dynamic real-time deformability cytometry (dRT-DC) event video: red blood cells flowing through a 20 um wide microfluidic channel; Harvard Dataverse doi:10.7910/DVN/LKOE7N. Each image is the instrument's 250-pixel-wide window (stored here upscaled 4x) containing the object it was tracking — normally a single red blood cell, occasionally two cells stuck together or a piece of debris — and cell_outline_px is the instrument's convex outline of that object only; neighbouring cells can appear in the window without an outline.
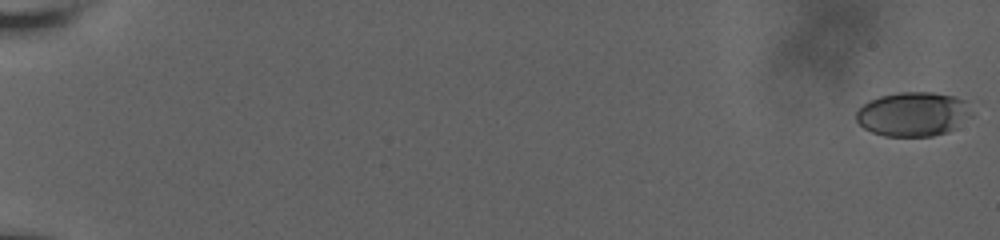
{"species": "human", "species_latin": "Homo sapiens", "temperature_condition": "room temperature", "stored_images_in_passage": 29, "camera_frame_rate_fps": 3000, "um_per_image_px": 0.085, "donor": {"sex": "male"}, "frame": {"image": 1, "passage_image": 1, "time_ms": 0.0, "image_size_px": [1000, 240], "cell_outline_px": [[972, 116], [956, 128], [948, 132], [932, 136], [884, 136], [872, 132], [864, 128], [856, 120], [856, 112], [868, 100], [880, 96], [900, 92], [932, 92], [952, 96], [964, 100]], "centroid_in_image_um": [77.6, 9.71], "position_along_channel_um": 7.4, "area_um2": 29.71}}
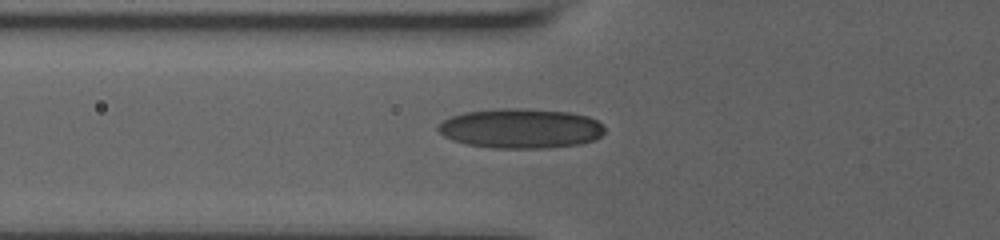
{"frame": {"image": 2, "passage_image": 17, "time_ms": 8.333, "image_size_px": [1000, 240], "cell_outline_px": [[604, 132], [596, 140], [580, 144], [548, 148], [492, 148], [468, 144], [452, 140], [444, 136], [436, 128], [444, 120], [452, 116], [464, 112], [500, 108], [520, 108], [568, 112], [588, 116], [596, 120], [604, 128]], "centroid_in_image_um": [44.26, 10.92], "position_along_channel_um": 81.5, "area_um2": 38.55}}
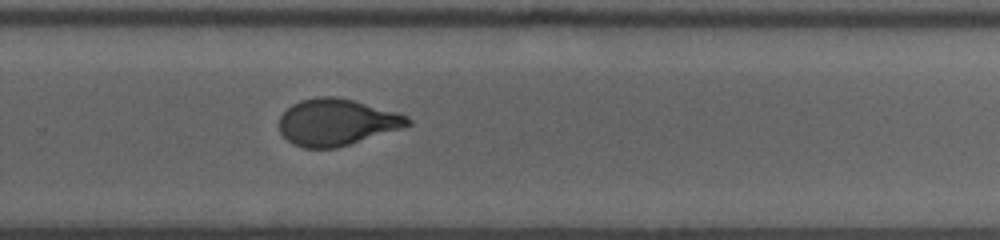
{"frame": {"image": 3, "passage_image": 29, "time_ms": 14.333, "image_size_px": [1000, 240], "cell_outline_px": [[412, 124], [404, 128], [336, 148], [304, 148], [292, 144], [280, 132], [280, 116], [292, 104], [300, 100], [316, 96], [336, 96], [352, 100], [396, 112], [408, 116], [412, 120]], "centroid_in_image_um": [28.63, 10.39], "position_along_channel_um": 301.2, "area_um2": 34.97}}